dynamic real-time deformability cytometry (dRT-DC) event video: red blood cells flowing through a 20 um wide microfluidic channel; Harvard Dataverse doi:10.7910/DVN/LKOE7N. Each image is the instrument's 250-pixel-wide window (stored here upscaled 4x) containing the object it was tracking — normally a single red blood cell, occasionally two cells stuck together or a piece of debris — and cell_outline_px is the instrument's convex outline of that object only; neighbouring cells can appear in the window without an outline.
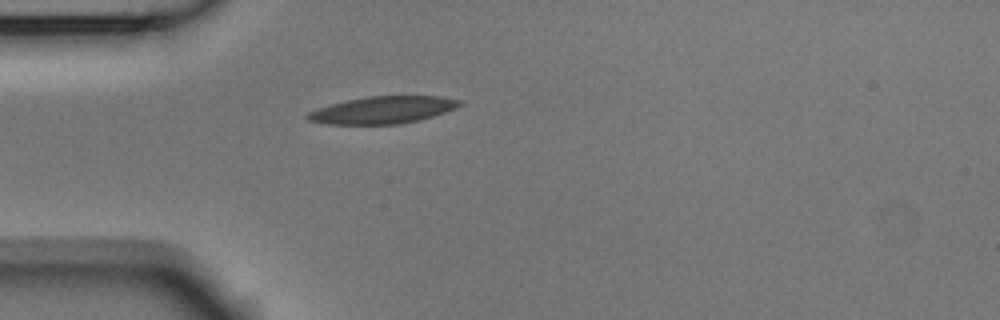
{"species": "Egyptian fruit bat (a non-hibernating species)", "species_latin": "Rousettus aegyptiacus", "temperature_condition": "room temperature", "stored_images_in_passage": 5, "camera_frame_rate_fps": 3000, "um_per_image_px": 0.085, "animal": {"sex": "male"}, "frame": {"image": 1, "passage_image": 5, "time_ms": 1.333, "image_size_px": [1000, 320], "cell_outline_px": [[464, 104], [456, 108], [420, 120], [400, 124], [328, 124], [308, 120], [304, 116], [308, 112], [344, 100], [368, 96], [440, 96], [464, 100]], "centroid_in_image_um": [32.58, 9.34], "position_along_channel_um": 52.4, "area_um2": 24.16}}